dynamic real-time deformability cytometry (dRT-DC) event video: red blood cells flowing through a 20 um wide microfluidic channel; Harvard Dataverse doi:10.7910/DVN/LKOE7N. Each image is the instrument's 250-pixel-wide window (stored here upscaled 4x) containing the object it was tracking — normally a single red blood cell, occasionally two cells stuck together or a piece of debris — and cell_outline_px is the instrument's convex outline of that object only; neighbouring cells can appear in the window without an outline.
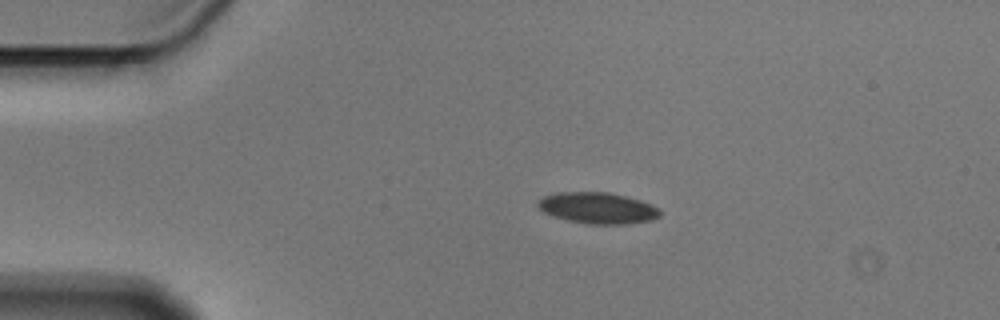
{"species": "Egyptian fruit bat (a non-hibernating species)", "species_latin": "Rousettus aegyptiacus", "temperature_condition": "cold", "stored_images_in_passage": 4, "camera_frame_rate_fps": 3000, "um_per_image_px": 0.085, "animal": {"sex": "male"}, "frame": {"image": 1, "passage_image": 2, "time_ms": 0.333, "image_size_px": [1000, 320], "cell_outline_px": [[660, 216], [652, 220], [628, 224], [588, 224], [568, 220], [544, 212], [536, 204], [544, 196], [560, 192], [608, 192], [640, 200], [652, 204], [660, 208]], "centroid_in_image_um": [50.85, 17.68], "position_along_channel_um": 34.1, "area_um2": 22.08}}
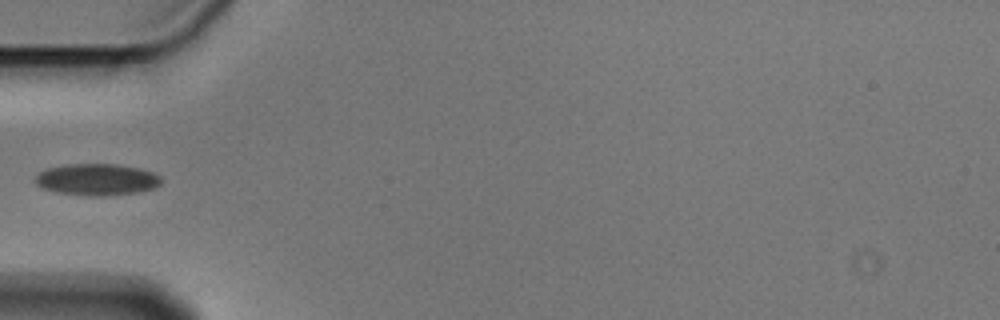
{"frame": {"image": 2, "passage_image": 4, "time_ms": 1.0, "image_size_px": [1000, 320], "cell_outline_px": [[164, 180], [156, 188], [136, 192], [104, 196], [88, 196], [56, 192], [44, 188], [36, 184], [36, 176], [40, 172], [48, 168], [68, 164], [116, 164], [140, 168], [152, 172], [160, 176]], "centroid_in_image_um": [8.28, 15.26], "position_along_channel_um": 76.7, "area_um2": 23.24}}